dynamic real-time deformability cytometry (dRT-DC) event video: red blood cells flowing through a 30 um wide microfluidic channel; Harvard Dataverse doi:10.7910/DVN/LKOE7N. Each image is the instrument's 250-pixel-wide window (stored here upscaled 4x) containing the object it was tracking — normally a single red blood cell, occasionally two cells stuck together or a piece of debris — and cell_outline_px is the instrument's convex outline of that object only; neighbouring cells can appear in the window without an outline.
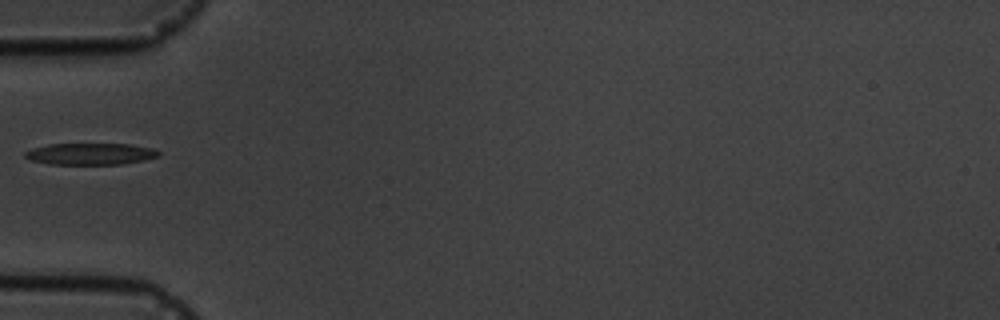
{"species": "common noctule bat (a hibernating species)", "species_latin": "Nyctalus noctula", "temperature_condition": "cold", "stored_images_in_passage": 2, "camera_frame_rate_fps": 3000, "um_per_image_px": 0.085, "animal": {"sex": "male", "body_mass_g": 19.5, "forearm_length_mm": 54.6}, "frame": {"image": 1, "passage_image": 1, "time_ms": 0.0, "image_size_px": [1000, 320], "cell_outline_px": [[160, 156], [144, 160], [120, 164], [48, 164], [28, 160], [24, 156], [24, 152], [32, 148], [48, 144], [128, 144], [152, 148], [160, 152]], "centroid_in_image_um": [7.64, 13.08], "position_along_channel_um": 77.4, "area_um2": 16.88}}
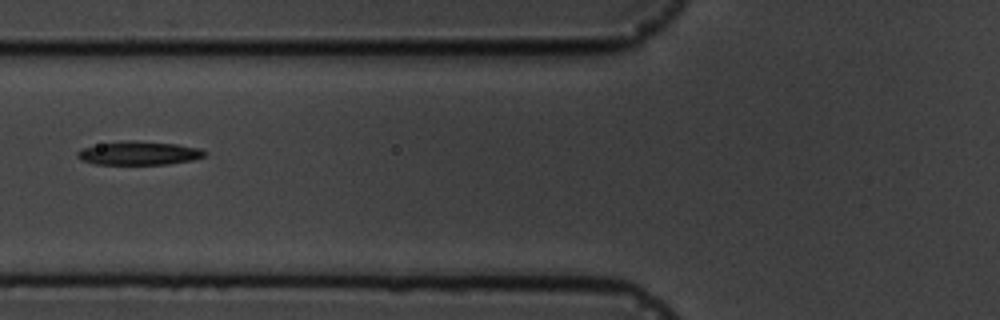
{"frame": {"image": 2, "passage_image": 2, "time_ms": 1.0, "image_size_px": [1000, 320], "cell_outline_px": [[208, 152], [204, 156], [192, 160], [168, 164], [96, 164], [80, 160], [76, 156], [76, 152], [84, 148], [100, 144], [124, 140], [132, 140], [176, 144], [200, 148]], "centroid_in_image_um": [11.81, 13.02], "position_along_channel_um": 114.0, "area_um2": 17.46}}